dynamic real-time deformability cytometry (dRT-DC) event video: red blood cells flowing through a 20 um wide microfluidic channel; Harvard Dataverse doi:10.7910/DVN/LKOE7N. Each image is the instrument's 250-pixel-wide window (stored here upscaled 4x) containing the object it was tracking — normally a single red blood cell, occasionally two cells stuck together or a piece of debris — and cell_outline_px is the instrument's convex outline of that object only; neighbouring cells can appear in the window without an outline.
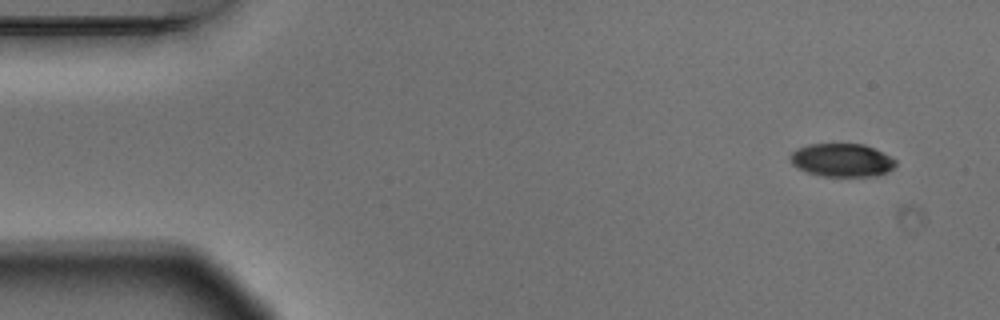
{"species": "Egyptian fruit bat (a non-hibernating species)", "species_latin": "Rousettus aegyptiacus", "temperature_condition": "warm", "stored_images_in_passage": 4, "camera_frame_rate_fps": 3000, "um_per_image_px": 0.085, "animal": {"sex": "male"}, "frame": {"image": 1, "passage_image": 1, "time_ms": 0.0, "image_size_px": [1000, 320], "cell_outline_px": [[896, 164], [888, 172], [876, 176], [824, 176], [804, 172], [792, 164], [788, 156], [796, 148], [808, 144], [864, 144], [896, 160]], "centroid_in_image_um": [71.5, 13.62], "position_along_channel_um": 13.5, "area_um2": 20.4}}
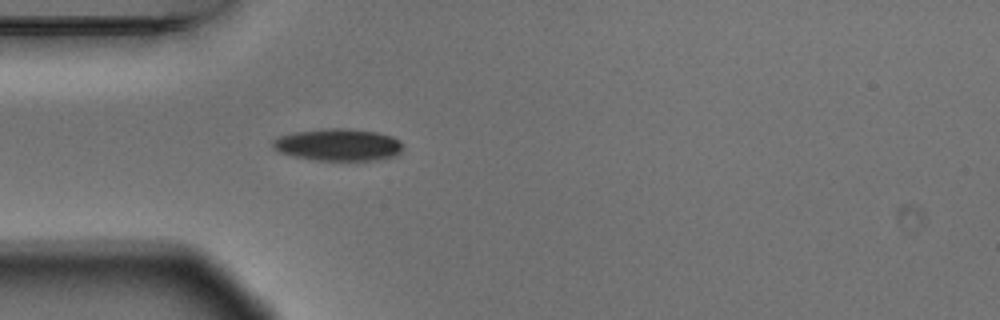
{"frame": {"image": 2, "passage_image": 4, "time_ms": 1.0, "image_size_px": [1000, 320], "cell_outline_px": [[404, 148], [396, 156], [372, 160], [312, 160], [280, 152], [272, 148], [272, 140], [280, 136], [296, 132], [328, 128], [344, 128], [376, 132], [392, 136], [400, 140]], "centroid_in_image_um": [28.77, 12.31], "position_along_channel_um": 56.2, "area_um2": 24.28}}